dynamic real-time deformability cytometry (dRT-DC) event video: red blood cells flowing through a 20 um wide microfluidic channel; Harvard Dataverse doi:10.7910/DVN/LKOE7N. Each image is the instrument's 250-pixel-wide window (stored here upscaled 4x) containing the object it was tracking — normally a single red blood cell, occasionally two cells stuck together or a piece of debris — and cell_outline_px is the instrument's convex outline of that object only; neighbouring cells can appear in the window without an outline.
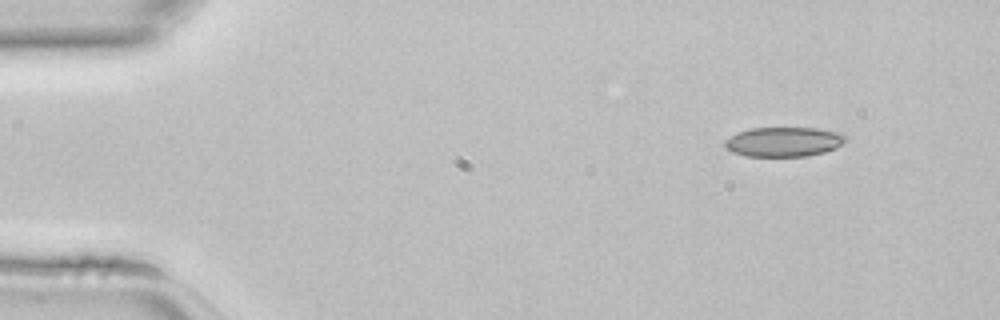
{"species": "common noctule bat (a hibernating species)", "species_latin": "Nyctalus noctula", "temperature_condition": "room temperature", "stored_images_in_passage": 41, "camera_frame_rate_fps": 3000, "um_per_image_px": 0.085, "animal": {"sex": "female", "body_mass_g": 22.7, "forearm_length_mm": 54.2}, "frame": {"image": 1, "passage_image": 1, "time_ms": 0.0, "image_size_px": [1000, 320], "cell_outline_px": [[848, 140], [836, 148], [824, 152], [808, 156], [744, 156], [732, 152], [724, 148], [724, 140], [740, 132], [752, 128], [816, 128], [840, 132], [848, 136]], "centroid_in_image_um": [66.65, 12.06], "position_along_channel_um": 18.3, "area_um2": 20.98}}
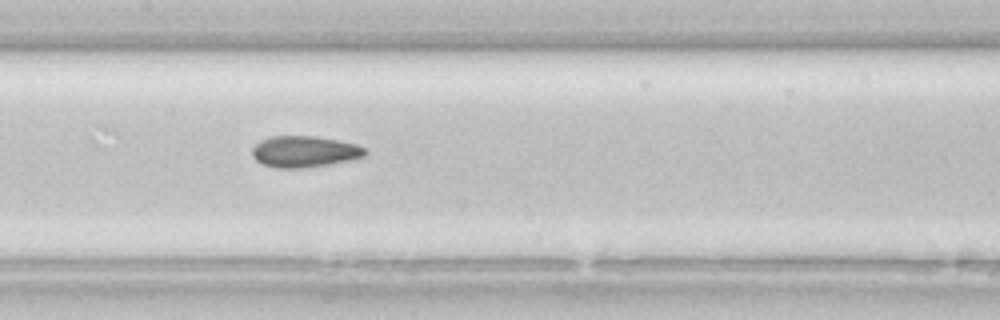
{"frame": {"image": 2, "passage_image": 18, "time_ms": 5.667, "image_size_px": [1000, 320], "cell_outline_px": [[368, 156], [352, 160], [332, 164], [300, 168], [276, 168], [260, 164], [252, 156], [252, 148], [256, 144], [272, 136], [316, 136], [356, 144], [364, 148], [368, 152]], "centroid_in_image_um": [25.91, 12.9], "position_along_channel_um": 181.5, "area_um2": 20.75}}
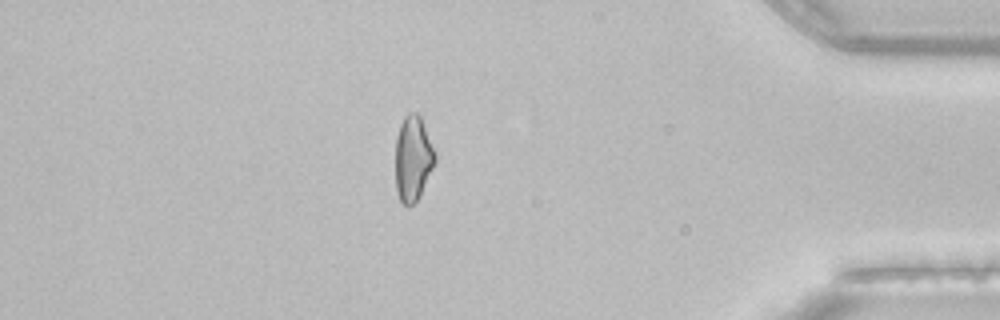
{"frame": {"image": 3, "passage_image": 35, "time_ms": 11.333, "image_size_px": [1000, 320], "cell_outline_px": [[436, 160], [420, 196], [408, 208], [400, 200], [396, 192], [396, 136], [400, 124], [404, 116], [408, 112], [416, 112], [420, 116], [436, 152]], "centroid_in_image_um": [35.1, 13.46], "position_along_channel_um": 400.1, "area_um2": 19.77}}